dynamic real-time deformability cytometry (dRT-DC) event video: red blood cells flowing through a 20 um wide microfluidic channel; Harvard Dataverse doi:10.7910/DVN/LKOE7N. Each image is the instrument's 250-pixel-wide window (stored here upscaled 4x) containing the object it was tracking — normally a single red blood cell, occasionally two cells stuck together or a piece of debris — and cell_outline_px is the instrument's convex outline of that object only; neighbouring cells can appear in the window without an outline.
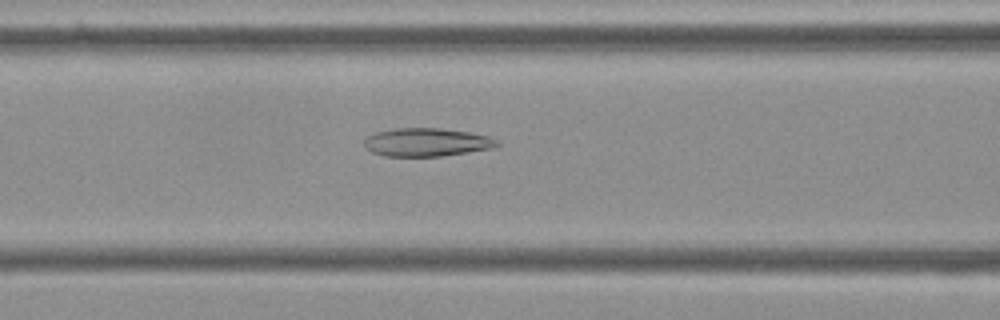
{"species": "Egyptian fruit bat (a non-hibernating species)", "species_latin": "Rousettus aegyptiacus", "temperature_condition": "cold", "stored_images_in_passage": 55, "camera_frame_rate_fps": 3000, "um_per_image_px": 0.085, "frame": {"image": 1, "passage_image": 22, "time_ms": 7.0, "image_size_px": [1000, 320], "cell_outline_px": [[500, 144], [492, 148], [468, 152], [440, 156], [384, 156], [372, 152], [364, 144], [364, 140], [368, 136], [376, 132], [392, 128], [440, 128], [468, 132], [488, 136], [500, 140]], "centroid_in_image_um": [36.28, 12.08], "position_along_channel_um": 130.3, "area_um2": 21.85}}
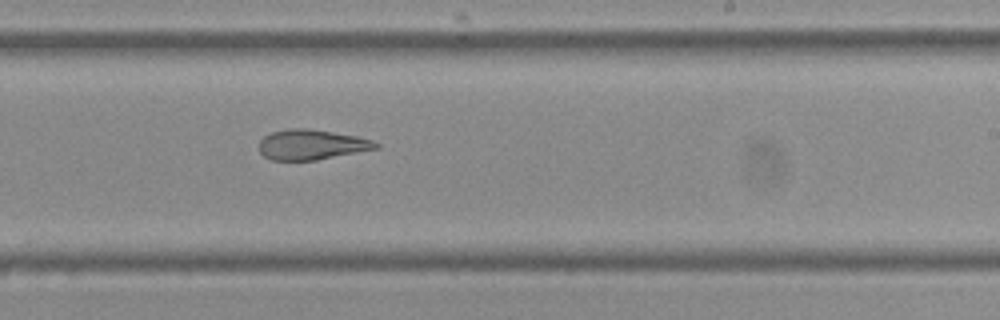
{"frame": {"image": 2, "passage_image": 33, "time_ms": 10.667, "image_size_px": [1000, 320], "cell_outline_px": [[380, 148], [316, 160], [272, 160], [264, 156], [260, 152], [260, 140], [264, 136], [272, 132], [288, 128], [308, 128], [356, 136], [372, 140], [380, 144]], "centroid_in_image_um": [26.49, 12.29], "position_along_channel_um": 262.5, "area_um2": 20.46}}
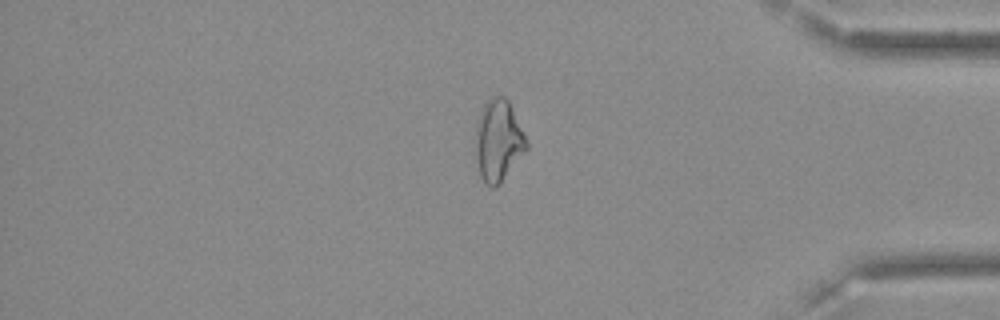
{"frame": {"image": 3, "passage_image": 46, "time_ms": 15.0, "image_size_px": [1000, 320], "cell_outline_px": [[528, 148], [500, 184], [496, 188], [492, 188], [484, 184], [480, 176], [476, 152], [476, 124], [480, 112], [484, 104], [488, 100], [496, 96], [504, 96], [508, 100], [528, 144]], "centroid_in_image_um": [42.35, 11.99], "position_along_channel_um": 392.9, "area_um2": 23.93}, "authors_computed_cell_mechanics": {"area_um2": 23.8714, "velocity_mm_per_s": 3.6081, "shape_relaxation_time_tau1_ms": 9.3289, "shape_relaxation_time_tau2_ms": 3.7149, "deformation_change_tau1": 0.1825, "deformation_change_tau2": 0.0997}}